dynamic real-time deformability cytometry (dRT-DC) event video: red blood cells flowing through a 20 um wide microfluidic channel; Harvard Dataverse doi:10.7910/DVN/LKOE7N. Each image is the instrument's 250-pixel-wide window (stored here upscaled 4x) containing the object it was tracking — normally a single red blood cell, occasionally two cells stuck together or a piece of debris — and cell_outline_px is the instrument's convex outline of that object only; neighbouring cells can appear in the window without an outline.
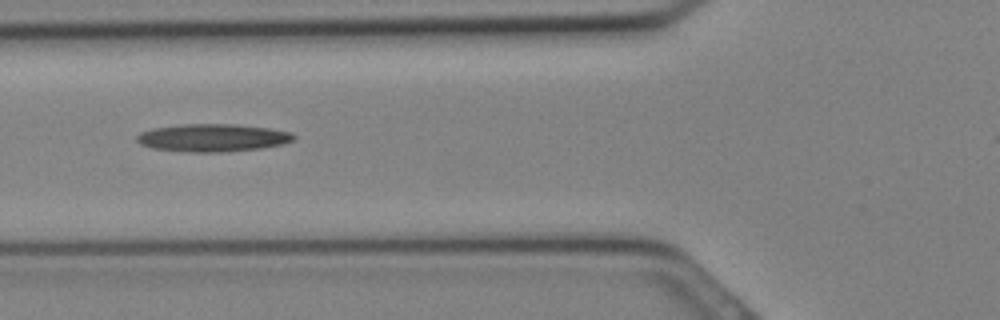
{"species": "Egyptian fruit bat (a non-hibernating species)", "species_latin": "Rousettus aegyptiacus", "temperature_condition": "cold", "stored_images_in_passage": 12, "camera_frame_rate_fps": 3000, "um_per_image_px": 0.085, "animal": {"sex": "female"}, "frame": {"image": 1, "passage_image": 3, "time_ms": 0.667, "image_size_px": [1000, 320], "cell_outline_px": [[296, 136], [292, 140], [284, 144], [260, 148], [220, 152], [192, 152], [152, 148], [140, 144], [136, 140], [136, 136], [140, 132], [152, 128], [180, 124], [232, 124], [268, 128], [292, 132]], "centroid_in_image_um": [18.05, 11.7], "position_along_channel_um": 107.7, "area_um2": 25.32}}
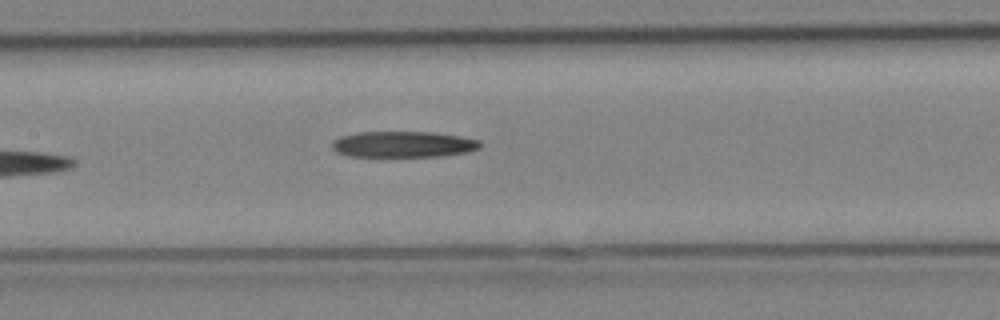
{"frame": {"image": 2, "passage_image": 6, "time_ms": 1.667, "image_size_px": [1000, 320], "cell_outline_px": [[480, 148], [468, 152], [440, 156], [348, 156], [336, 152], [332, 148], [332, 144], [340, 136], [356, 132], [432, 132], [460, 136], [480, 140]], "centroid_in_image_um": [34.28, 12.26], "position_along_channel_um": 173.1, "area_um2": 22.43}}
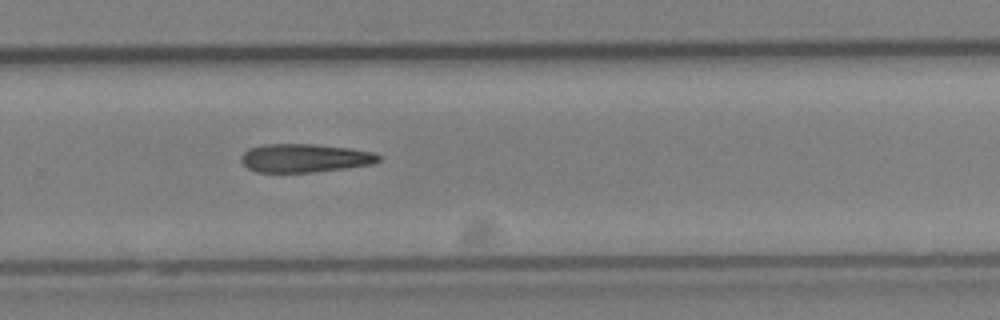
{"frame": {"image": 3, "passage_image": 12, "time_ms": 3.667, "image_size_px": [1000, 320], "cell_outline_px": [[380, 160], [372, 164], [344, 168], [312, 172], [256, 172], [248, 168], [240, 160], [240, 156], [248, 148], [264, 144], [312, 144], [348, 148], [372, 152], [380, 156]], "centroid_in_image_um": [25.85, 13.43], "position_along_channel_um": 303.9, "area_um2": 22.66}}